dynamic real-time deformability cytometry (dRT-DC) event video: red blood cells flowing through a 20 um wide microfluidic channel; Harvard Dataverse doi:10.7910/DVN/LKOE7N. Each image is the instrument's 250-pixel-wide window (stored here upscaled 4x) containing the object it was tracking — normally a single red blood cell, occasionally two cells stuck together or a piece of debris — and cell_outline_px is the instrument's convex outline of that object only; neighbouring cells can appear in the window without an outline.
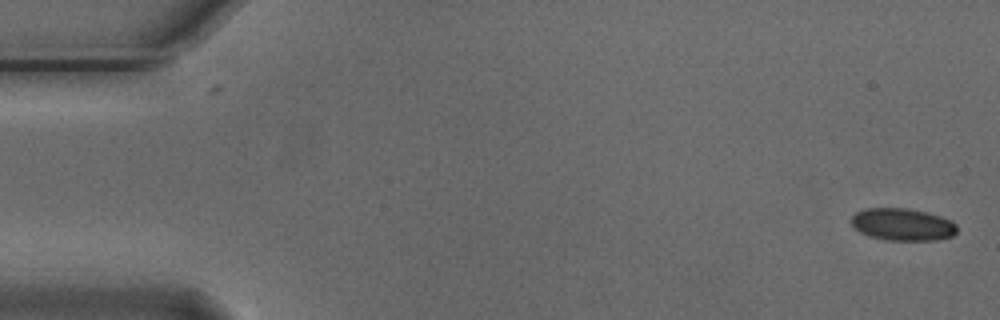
{"species": "Egyptian fruit bat (a non-hibernating species)", "species_latin": "Rousettus aegyptiacus", "temperature_condition": "cold", "stored_images_in_passage": 2, "camera_frame_rate_fps": 3000, "um_per_image_px": 0.085, "animal": {"sex": "male"}, "frame": {"image": 1, "passage_image": 2, "time_ms": 0.333, "image_size_px": [1000, 320], "cell_outline_px": [[956, 232], [952, 236], [936, 240], [884, 240], [860, 232], [852, 224], [852, 216], [856, 212], [864, 208], [908, 208], [940, 216], [952, 220], [956, 224]], "centroid_in_image_um": [76.73, 19.07], "position_along_channel_um": 8.3, "area_um2": 19.77}}